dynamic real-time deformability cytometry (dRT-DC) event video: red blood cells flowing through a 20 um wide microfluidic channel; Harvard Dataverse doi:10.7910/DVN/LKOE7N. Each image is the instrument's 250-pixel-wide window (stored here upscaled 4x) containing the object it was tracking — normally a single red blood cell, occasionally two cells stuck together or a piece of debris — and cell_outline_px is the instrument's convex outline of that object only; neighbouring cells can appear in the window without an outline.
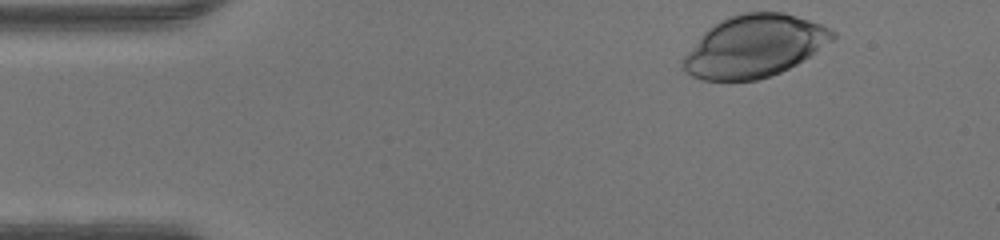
{"species": "human", "species_latin": "Homo sapiens", "temperature_condition": "warm", "stored_images_in_passage": 35, "camera_frame_rate_fps": 3000, "um_per_image_px": 0.085, "donor": {"sex": "male"}, "frame": {"image": 1, "passage_image": 1, "time_ms": 0.0, "image_size_px": [1000, 240], "cell_outline_px": [[836, 36], [832, 40], [804, 60], [780, 72], [756, 80], [700, 80], [692, 76], [680, 68], [680, 60], [700, 36], [708, 28], [720, 20], [728, 16], [744, 12], [780, 12], [796, 16], [820, 24], [836, 32]], "centroid_in_image_um": [64.07, 3.93], "position_along_channel_um": 20.9, "area_um2": 53.99}}
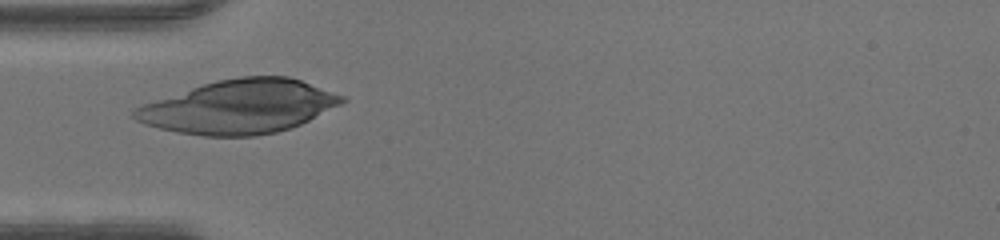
{"frame": {"image": 2, "passage_image": 10, "time_ms": 3.0, "image_size_px": [1000, 240], "cell_outline_px": [[348, 100], [300, 124], [276, 132], [256, 136], [204, 136], [176, 132], [144, 124], [136, 120], [132, 116], [132, 108], [216, 80], [240, 76], [288, 76], [300, 80], [344, 96]], "centroid_in_image_um": [20.32, 9.08], "position_along_channel_um": 64.7, "area_um2": 64.16}}
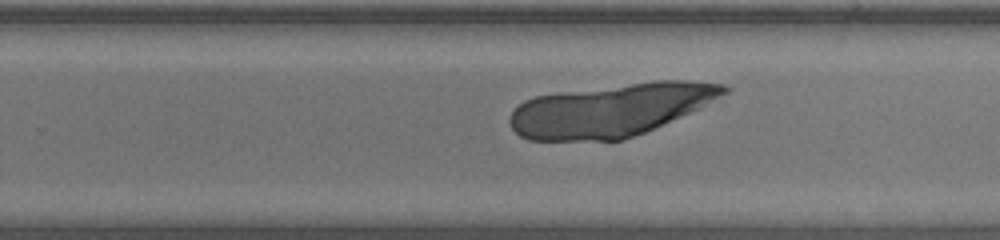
{"frame": {"image": 3, "passage_image": 25, "time_ms": 8.0, "image_size_px": [1000, 240], "cell_outline_px": [[732, 88], [728, 92], [688, 112], [644, 132], [620, 140], [528, 140], [520, 136], [512, 128], [508, 120], [508, 116], [524, 100], [536, 96], [556, 92], [652, 80], [684, 80], [724, 84]], "centroid_in_image_um": [51.84, 9.33], "position_along_channel_um": 278.0, "area_um2": 65.31}}